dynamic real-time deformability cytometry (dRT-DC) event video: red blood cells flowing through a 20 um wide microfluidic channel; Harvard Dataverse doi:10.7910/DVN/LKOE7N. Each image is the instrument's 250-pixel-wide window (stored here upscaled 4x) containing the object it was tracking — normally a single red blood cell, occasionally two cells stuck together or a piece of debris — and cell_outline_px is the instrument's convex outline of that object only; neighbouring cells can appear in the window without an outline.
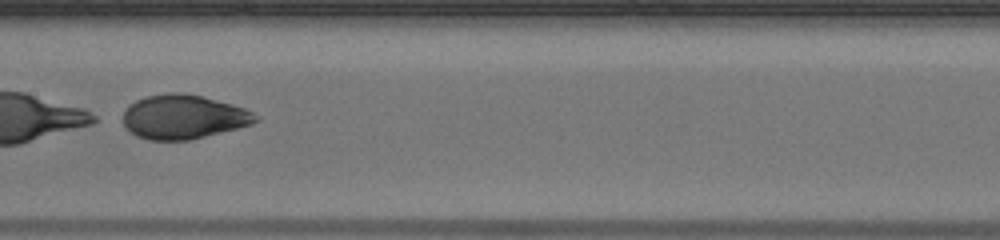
{"species": "human", "species_latin": "Homo sapiens", "temperature_condition": "warm", "stored_images_in_passage": 47, "segment_of_instrument_passage": [2, 2], "camera_frame_rate_fps": 3000, "um_per_image_px": 0.085, "donor": {"sex": "male"}, "frame": {"image": 1, "passage_image": 23, "time_ms": 7.333, "image_size_px": [1000, 240], "cell_outline_px": [[260, 120], [252, 124], [188, 140], [148, 140], [136, 136], [124, 124], [124, 112], [136, 100], [148, 96], [168, 92], [184, 92], [204, 96], [232, 104], [244, 108], [260, 116]], "centroid_in_image_um": [15.63, 9.92], "position_along_channel_um": 191.8, "area_um2": 33.93}}
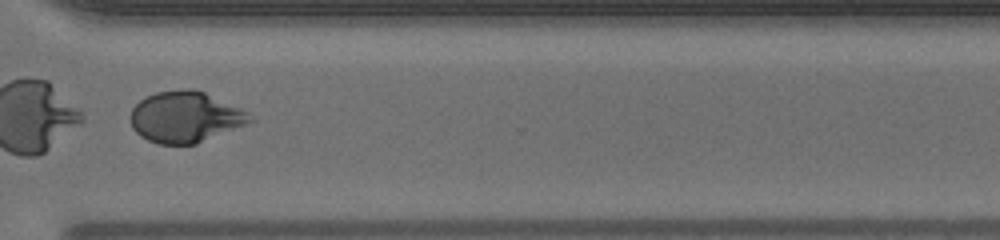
{"frame": {"image": 2, "passage_image": 35, "time_ms": 11.333, "image_size_px": [1000, 240], "cell_outline_px": [[256, 120], [196, 144], [160, 144], [148, 140], [140, 136], [132, 128], [132, 108], [140, 100], [156, 92], [184, 88], [188, 88], [204, 92], [240, 108], [248, 112]], "centroid_in_image_um": [15.76, 9.94], "position_along_channel_um": 354.8, "area_um2": 35.26}}